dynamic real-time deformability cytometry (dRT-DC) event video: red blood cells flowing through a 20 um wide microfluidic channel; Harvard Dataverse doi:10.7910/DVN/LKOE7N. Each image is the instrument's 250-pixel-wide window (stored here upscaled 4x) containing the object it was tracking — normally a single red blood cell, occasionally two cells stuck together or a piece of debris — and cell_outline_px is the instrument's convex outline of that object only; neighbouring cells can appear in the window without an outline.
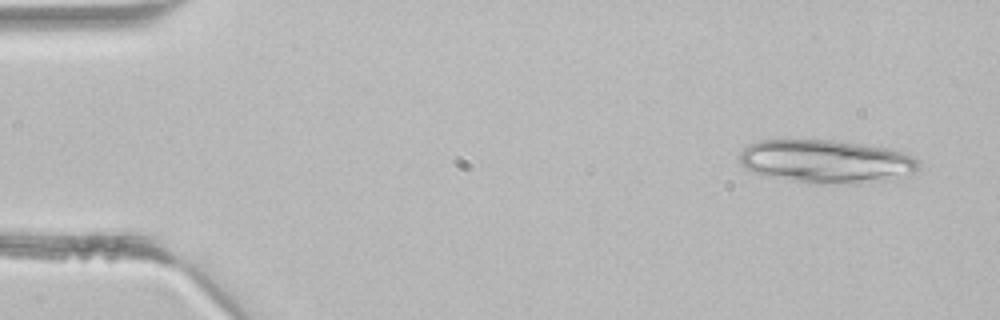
{"species": "common noctule bat (a hibernating species)", "species_latin": "Nyctalus noctula", "temperature_condition": "room temperature", "stored_images_in_passage": 3, "camera_frame_rate_fps": 3000, "um_per_image_px": 0.085, "animal": {"sex": "male", "body_mass_g": 21.5, "forearm_length_mm": 52.0}, "frame": {"image": 1, "passage_image": 1, "time_ms": 0.0, "image_size_px": [1000, 320], "cell_outline_px": [[920, 168], [912, 176], [892, 180], [856, 184], [816, 184], [752, 172], [744, 168], [740, 164], [740, 152], [748, 144], [760, 140], [832, 140], [860, 144], [884, 148], [904, 152], [916, 156], [920, 160]], "centroid_in_image_um": [70.33, 13.74], "position_along_channel_um": 14.7, "area_um2": 45.78}}